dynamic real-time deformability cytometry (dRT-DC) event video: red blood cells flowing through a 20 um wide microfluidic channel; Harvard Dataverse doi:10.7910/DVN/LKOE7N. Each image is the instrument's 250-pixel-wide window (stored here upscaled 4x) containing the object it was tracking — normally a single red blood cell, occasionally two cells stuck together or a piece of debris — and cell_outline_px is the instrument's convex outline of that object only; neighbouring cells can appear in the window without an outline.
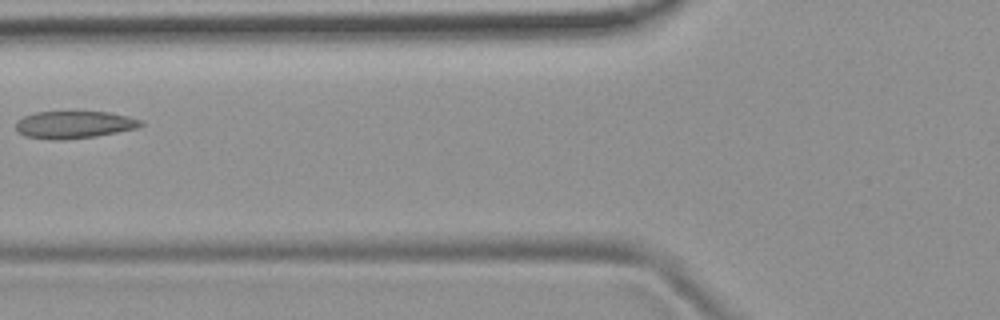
{"species": "common noctule bat (a hibernating species)", "species_latin": "Nyctalus noctula", "temperature_condition": "room temperature", "stored_images_in_passage": 3, "camera_frame_rate_fps": 3000, "um_per_image_px": 0.085, "animal": {"sex": "female", "body_mass_g": 19.9}, "frame": {"image": 1, "passage_image": 2, "time_ms": 0.333, "image_size_px": [1000, 320], "cell_outline_px": [[144, 124], [136, 128], [96, 136], [60, 140], [48, 140], [24, 136], [16, 132], [16, 120], [24, 116], [36, 112], [108, 112], [128, 116], [144, 120]], "centroid_in_image_um": [6.27, 10.6], "position_along_channel_um": 119.5, "area_um2": 20.06}}
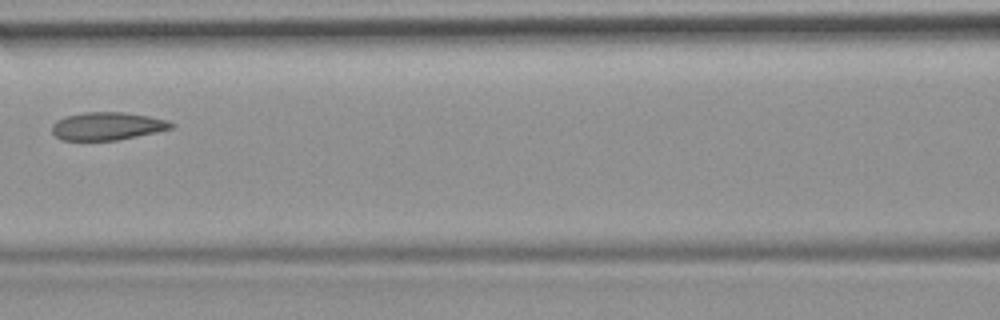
{"frame": {"image": 2, "passage_image": 3, "time_ms": 0.667, "image_size_px": [1000, 320], "cell_outline_px": [[176, 124], [172, 128], [156, 132], [116, 140], [60, 140], [52, 132], [52, 124], [56, 120], [64, 116], [84, 112], [124, 112], [148, 116], [168, 120]], "centroid_in_image_um": [9.1, 10.71], "position_along_channel_um": 157.5, "area_um2": 19.42}}